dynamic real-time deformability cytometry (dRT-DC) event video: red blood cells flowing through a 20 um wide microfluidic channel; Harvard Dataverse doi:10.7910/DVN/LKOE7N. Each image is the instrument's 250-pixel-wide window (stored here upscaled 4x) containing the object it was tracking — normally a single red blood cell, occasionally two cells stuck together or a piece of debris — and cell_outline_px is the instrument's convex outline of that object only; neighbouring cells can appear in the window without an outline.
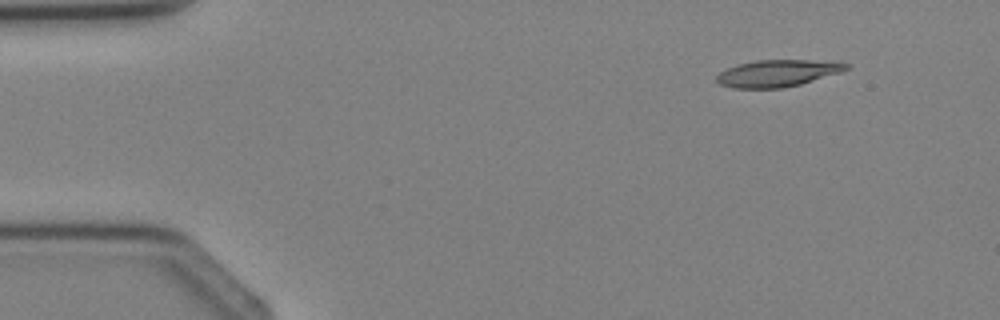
{"species": "Egyptian fruit bat (a non-hibernating species)", "species_latin": "Rousettus aegyptiacus", "temperature_condition": "cold", "stored_images_in_passage": 3, "camera_frame_rate_fps": 3000, "um_per_image_px": 0.085, "animal": {"sex": "female"}, "frame": {"image": 1, "passage_image": 1, "time_ms": 0.0, "image_size_px": [1000, 320], "cell_outline_px": [[848, 68], [840, 72], [800, 84], [780, 88], [732, 88], [720, 84], [716, 80], [716, 76], [720, 72], [736, 64], [756, 60], [808, 60], [848, 64]], "centroid_in_image_um": [66.0, 6.23], "position_along_channel_um": 19.0, "area_um2": 19.94}}
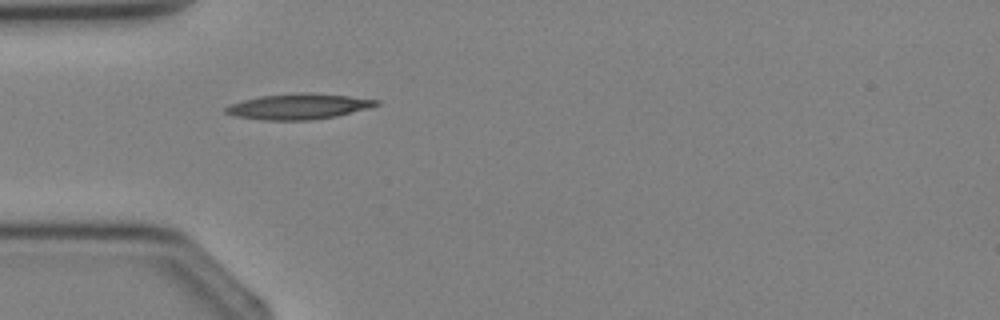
{"frame": {"image": 2, "passage_image": 3, "time_ms": 2.333, "image_size_px": [1000, 320], "cell_outline_px": [[380, 104], [368, 108], [336, 116], [312, 120], [260, 120], [236, 116], [224, 112], [224, 108], [232, 104], [244, 100], [260, 96], [300, 92], [308, 92], [348, 96], [380, 100]], "centroid_in_image_um": [25.38, 9.05], "position_along_channel_um": 59.6, "area_um2": 22.37}}